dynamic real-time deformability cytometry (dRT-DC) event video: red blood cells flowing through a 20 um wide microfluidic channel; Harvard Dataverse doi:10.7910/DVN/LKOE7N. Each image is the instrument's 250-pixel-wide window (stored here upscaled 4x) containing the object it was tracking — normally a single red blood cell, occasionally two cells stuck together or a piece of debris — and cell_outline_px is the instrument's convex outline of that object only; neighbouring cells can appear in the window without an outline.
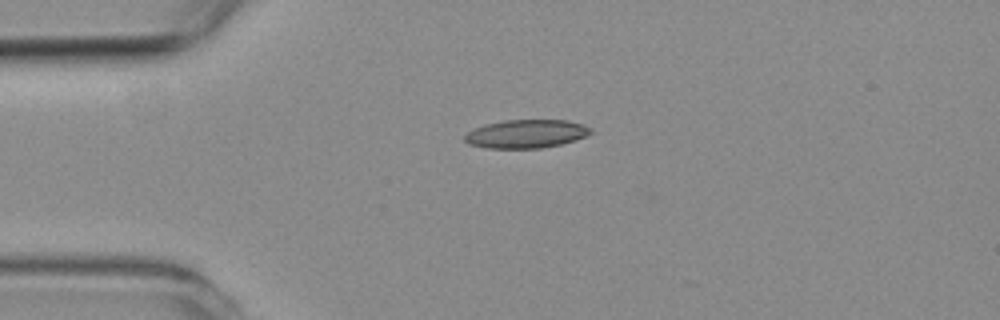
{"species": "common noctule bat (a hibernating species)", "species_latin": "Nyctalus noctula", "temperature_condition": "room temperature", "stored_images_in_passage": 3, "camera_frame_rate_fps": 3000, "um_per_image_px": 0.085, "animal": {"sex": "female", "body_mass_g": 19.3, "forearm_length_mm": 54.1}, "frame": {"image": 1, "passage_image": 1, "time_ms": 0.0, "image_size_px": [1000, 320], "cell_outline_px": [[592, 132], [584, 136], [560, 144], [540, 148], [488, 148], [468, 144], [464, 140], [464, 136], [468, 132], [484, 124], [504, 120], [568, 120], [584, 124], [592, 128]], "centroid_in_image_um": [44.71, 11.36], "position_along_channel_um": 40.3, "area_um2": 20.75}}
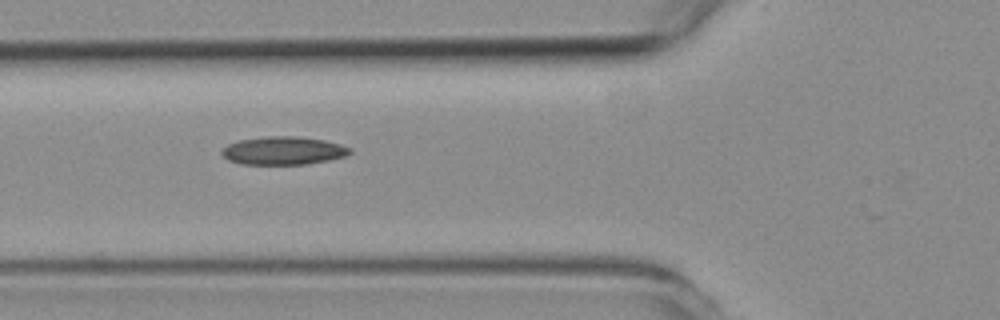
{"frame": {"image": 2, "passage_image": 3, "time_ms": 2.333, "image_size_px": [1000, 320], "cell_outline_px": [[352, 152], [344, 156], [328, 160], [304, 164], [240, 164], [228, 160], [220, 152], [228, 144], [240, 140], [268, 136], [296, 136], [324, 140], [340, 144], [352, 148]], "centroid_in_image_um": [24.08, 12.8], "position_along_channel_um": 101.7, "area_um2": 20.87}}